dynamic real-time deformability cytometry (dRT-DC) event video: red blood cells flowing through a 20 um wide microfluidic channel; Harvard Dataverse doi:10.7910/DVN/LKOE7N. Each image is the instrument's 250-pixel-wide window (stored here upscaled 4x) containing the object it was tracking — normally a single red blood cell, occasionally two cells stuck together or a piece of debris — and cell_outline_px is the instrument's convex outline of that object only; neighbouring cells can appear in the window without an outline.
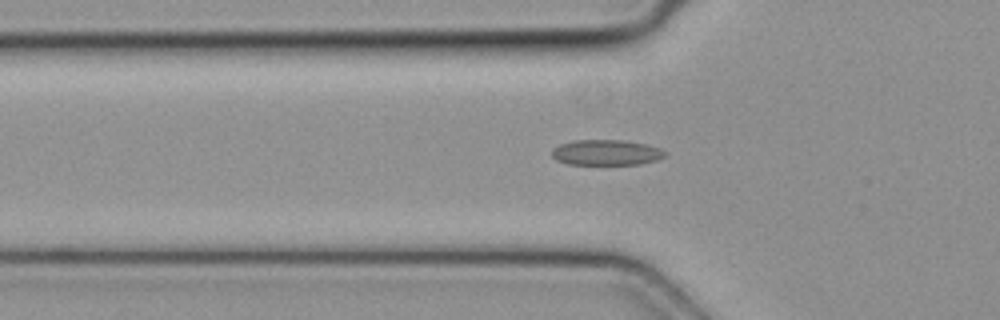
{"species": "common noctule bat (a hibernating species)", "species_latin": "Nyctalus noctula", "temperature_condition": "cold", "stored_images_in_passage": 43, "camera_frame_rate_fps": 3000, "um_per_image_px": 0.085, "animal": {"sex": "female", "body_mass_g": 19.3, "forearm_length_mm": 54.1}, "frame": {"image": 1, "passage_image": 16, "time_ms": 5.0, "image_size_px": [1000, 320], "cell_outline_px": [[668, 152], [664, 156], [656, 160], [640, 164], [568, 164], [556, 160], [552, 156], [552, 148], [560, 144], [572, 140], [624, 140], [644, 144], [660, 148]], "centroid_in_image_um": [51.51, 12.96], "position_along_channel_um": 74.3, "area_um2": 16.82}}
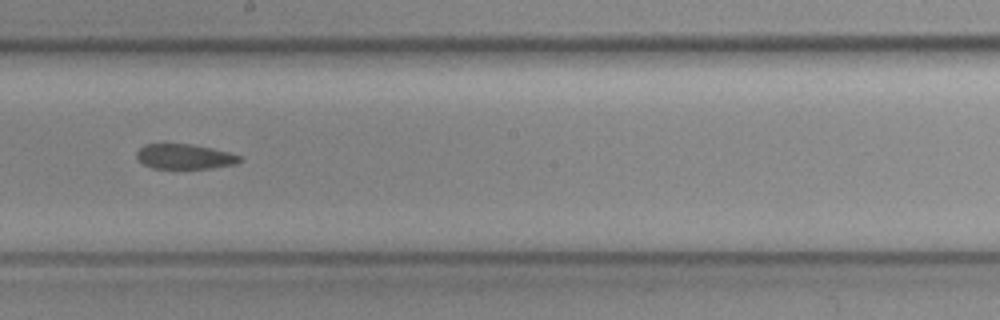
{"frame": {"image": 2, "passage_image": 27, "time_ms": 8.667, "image_size_px": [1000, 320], "cell_outline_px": [[240, 160], [236, 164], [208, 168], [152, 168], [144, 164], [136, 156], [136, 152], [144, 144], [192, 144], [212, 148], [228, 152], [240, 156]], "centroid_in_image_um": [15.67, 13.3], "position_along_channel_um": 232.5, "area_um2": 14.8}}
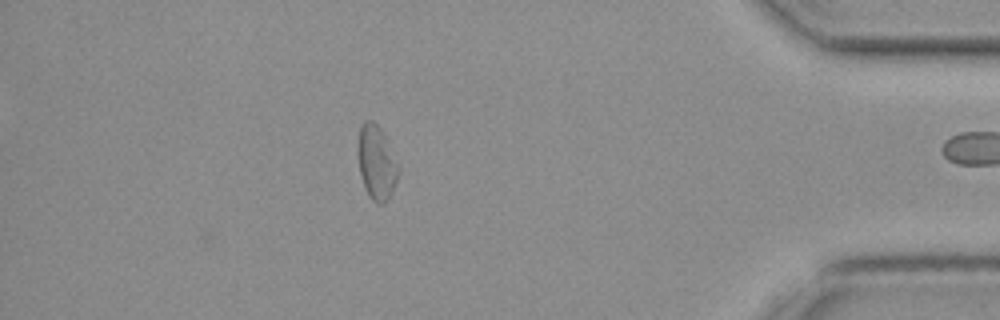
{"frame": {"image": 3, "passage_image": 42, "time_ms": 13.667, "image_size_px": [1000, 320], "cell_outline_px": [[396, 180], [384, 204], [380, 204], [372, 200], [368, 196], [364, 188], [360, 176], [356, 148], [360, 124], [364, 120], [372, 120], [380, 128], [384, 136], [396, 164]], "centroid_in_image_um": [31.9, 13.78], "position_along_channel_um": 403.3, "area_um2": 17.05}}